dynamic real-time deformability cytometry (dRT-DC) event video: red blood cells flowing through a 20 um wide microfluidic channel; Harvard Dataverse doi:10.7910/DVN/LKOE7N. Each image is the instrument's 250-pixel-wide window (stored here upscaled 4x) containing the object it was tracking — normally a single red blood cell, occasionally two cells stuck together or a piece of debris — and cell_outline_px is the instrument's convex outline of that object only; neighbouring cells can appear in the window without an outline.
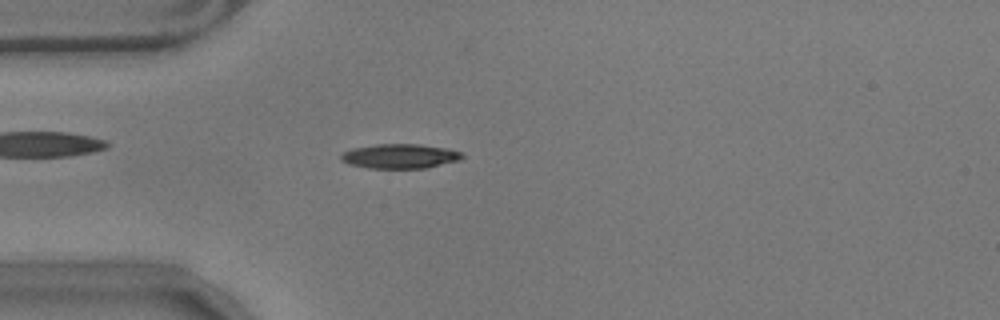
{"species": "common noctule bat (a hibernating species)", "species_latin": "Nyctalus noctula", "temperature_condition": "warm", "stored_images_in_passage": 51, "camera_frame_rate_fps": 3000, "um_per_image_px": 0.085, "animal": {"sex": "male", "body_mass_g": 17.9}, "frame": {"image": 1, "passage_image": 10, "time_ms": 3.0, "image_size_px": [1000, 320], "cell_outline_px": [[464, 156], [460, 160], [428, 168], [368, 168], [348, 164], [340, 160], [340, 156], [344, 152], [352, 148], [376, 144], [420, 144], [448, 148], [460, 152]], "centroid_in_image_um": [33.99, 13.27], "position_along_channel_um": 51.0, "area_um2": 17.46}}
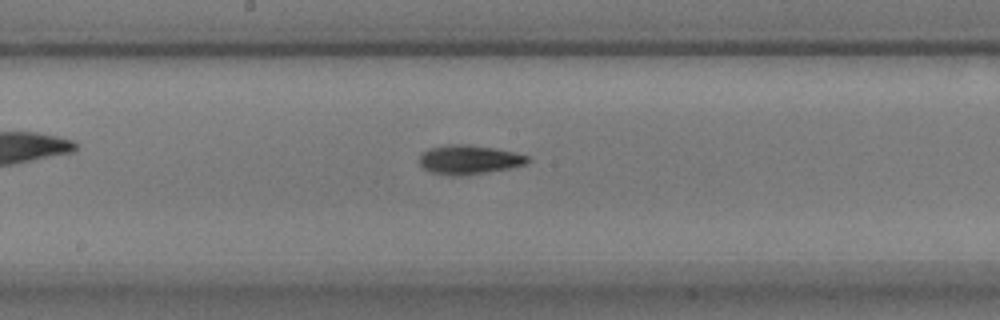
{"frame": {"image": 2, "passage_image": 24, "time_ms": 7.667, "image_size_px": [1000, 320], "cell_outline_px": [[532, 160], [524, 164], [508, 168], [468, 176], [448, 176], [432, 172], [424, 168], [420, 164], [420, 156], [428, 148], [448, 144], [468, 144], [492, 148], [512, 152], [528, 156]], "centroid_in_image_um": [39.85, 13.58], "position_along_channel_um": 208.4, "area_um2": 18.38}}
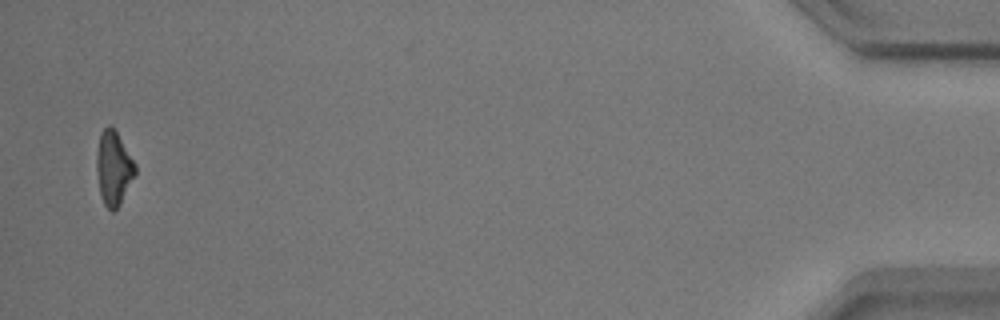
{"frame": {"image": 3, "passage_image": 50, "time_ms": 16.333, "image_size_px": [1000, 320], "cell_outline_px": [[136, 172], [120, 204], [112, 212], [104, 204], [100, 192], [96, 168], [96, 152], [100, 132], [108, 124], [116, 132], [136, 164]], "centroid_in_image_um": [9.64, 14.27], "position_along_channel_um": 425.6, "area_um2": 16.42}, "authors_computed_cell_mechanics": {"area_um2": 17.051, "velocity_mm_per_s": 3.5379, "shape_relaxation_time_tau1_ms": 3.239, "shape_relaxation_time_tau2_ms": null, "deformation_change_tau1": 0.1413, "deformation_change_tau2": null}}